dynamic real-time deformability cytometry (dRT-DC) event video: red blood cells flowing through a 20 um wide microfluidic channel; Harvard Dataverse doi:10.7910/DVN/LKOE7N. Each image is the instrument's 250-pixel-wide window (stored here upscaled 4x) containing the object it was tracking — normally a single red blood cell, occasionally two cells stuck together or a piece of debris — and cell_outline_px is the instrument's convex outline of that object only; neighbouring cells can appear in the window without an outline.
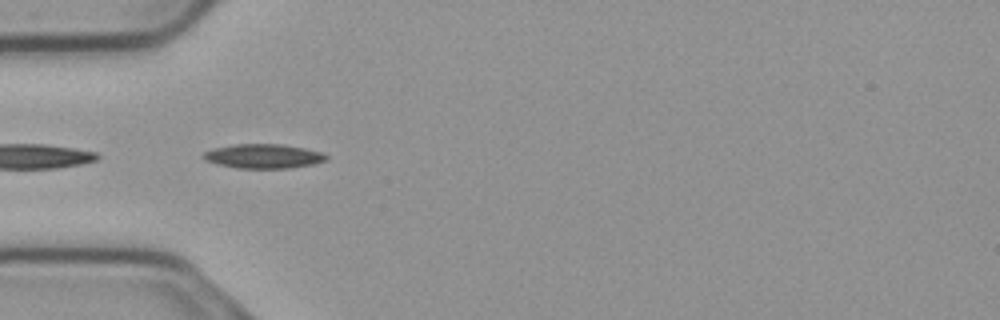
{"species": "common noctule bat (a hibernating species)", "species_latin": "Nyctalus noctula", "temperature_condition": "cold", "stored_images_in_passage": 39, "camera_frame_rate_fps": 3000, "um_per_image_px": 0.085, "animal": {"sex": "male", "body_mass_g": 23.1, "forearm_length_mm": 52.7}, "frame": {"image": 1, "passage_image": 1, "time_ms": 0.0, "image_size_px": [1000, 320], "cell_outline_px": [[328, 156], [324, 160], [312, 164], [288, 168], [236, 168], [216, 164], [204, 160], [204, 152], [212, 148], [236, 144], [280, 144], [304, 148], [320, 152]], "centroid_in_image_um": [22.33, 13.27], "position_along_channel_um": 62.7, "area_um2": 17.22}}
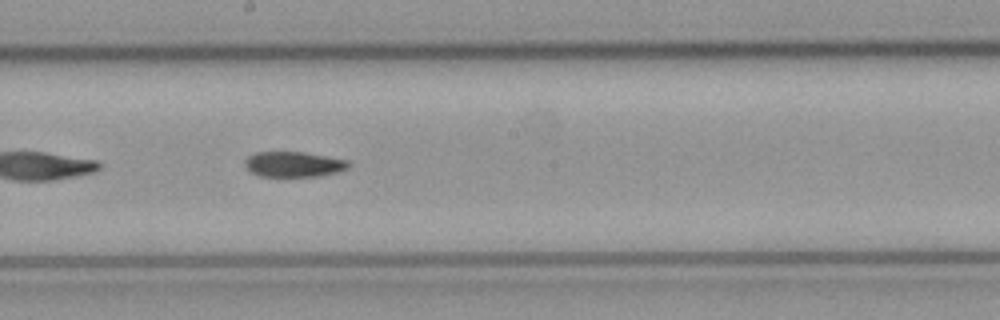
{"frame": {"image": 2, "passage_image": 14, "time_ms": 4.333, "image_size_px": [1000, 320], "cell_outline_px": [[352, 164], [348, 168], [336, 172], [320, 176], [260, 176], [252, 172], [244, 164], [244, 160], [248, 156], [256, 152], [304, 152], [348, 160]], "centroid_in_image_um": [24.98, 13.96], "position_along_channel_um": 223.2, "area_um2": 15.26}}
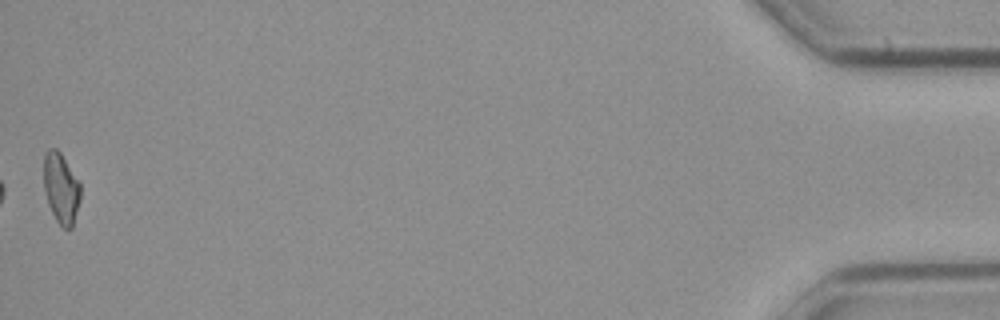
{"frame": {"image": 3, "passage_image": 39, "time_ms": 12.667, "image_size_px": [1000, 320], "cell_outline_px": [[80, 200], [72, 228], [64, 228], [56, 220], [48, 204], [44, 188], [44, 152], [48, 148], [56, 148], [60, 152], [80, 184]], "centroid_in_image_um": [5.18, 15.98], "position_along_channel_um": 430.0, "area_um2": 14.91}}